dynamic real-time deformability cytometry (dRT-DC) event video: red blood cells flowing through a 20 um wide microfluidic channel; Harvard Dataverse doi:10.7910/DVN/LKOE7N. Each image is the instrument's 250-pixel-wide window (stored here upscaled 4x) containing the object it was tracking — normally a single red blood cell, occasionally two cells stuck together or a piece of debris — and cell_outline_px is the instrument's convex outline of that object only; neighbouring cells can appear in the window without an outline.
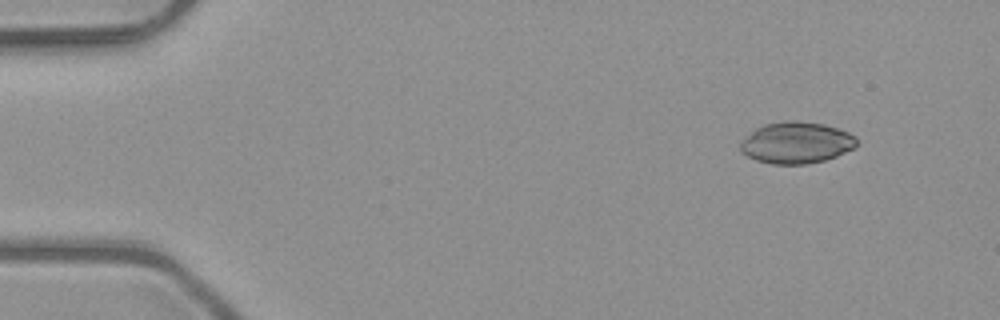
{"species": "common noctule bat (a hibernating species)", "species_latin": "Nyctalus noctula", "temperature_condition": "room temperature", "stored_images_in_passage": 3, "camera_frame_rate_fps": 3000, "um_per_image_px": 0.085, "animal": {"sex": "male", "body_mass_g": 23.1, "forearm_length_mm": 52.7}, "frame": {"image": 1, "passage_image": 1, "time_ms": 0.0, "image_size_px": [1000, 320], "cell_outline_px": [[860, 144], [856, 148], [836, 156], [824, 160], [804, 164], [772, 164], [756, 160], [740, 152], [740, 144], [756, 128], [764, 124], [784, 120], [796, 120], [824, 124], [848, 132], [856, 136]], "centroid_in_image_um": [67.74, 12.12], "position_along_channel_um": 17.3, "area_um2": 28.26}}
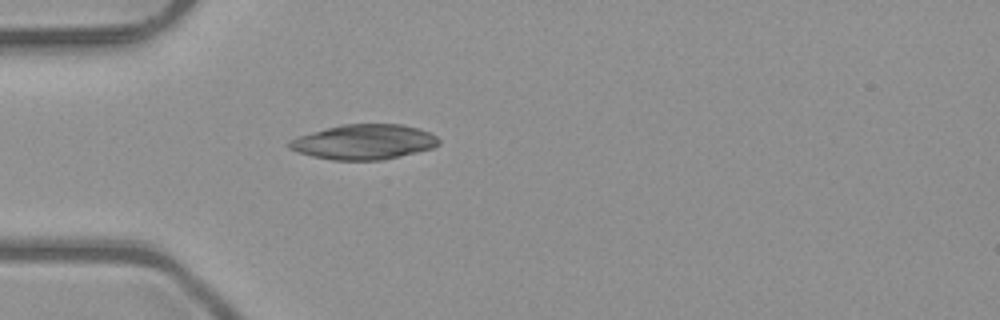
{"frame": {"image": 2, "passage_image": 3, "time_ms": 0.667, "image_size_px": [1000, 320], "cell_outline_px": [[440, 144], [432, 148], [384, 160], [332, 160], [312, 156], [296, 152], [288, 148], [288, 140], [312, 132], [340, 124], [400, 124], [420, 128], [436, 136], [440, 140]], "centroid_in_image_um": [30.93, 12.06], "position_along_channel_um": 54.1, "area_um2": 30.58}}